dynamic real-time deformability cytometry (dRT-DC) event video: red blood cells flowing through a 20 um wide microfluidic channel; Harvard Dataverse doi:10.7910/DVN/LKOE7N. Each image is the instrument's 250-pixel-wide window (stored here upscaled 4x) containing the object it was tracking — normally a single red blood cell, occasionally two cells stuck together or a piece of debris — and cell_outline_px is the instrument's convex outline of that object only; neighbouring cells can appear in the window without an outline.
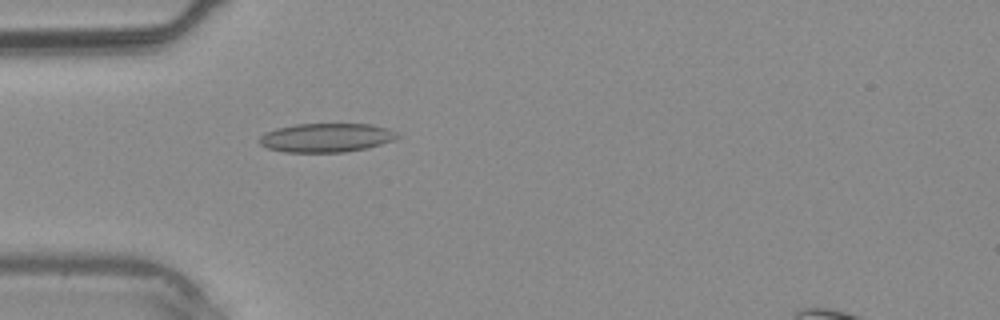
{"species": "common noctule bat (a hibernating species)", "species_latin": "Nyctalus noctula", "temperature_condition": "warm", "stored_images_in_passage": 39, "camera_frame_rate_fps": 3000, "um_per_image_px": 0.085, "animal": {"sex": "male", "body_mass_g": 20.4}, "frame": {"image": 1, "passage_image": 12, "time_ms": 3.667, "image_size_px": [1000, 320], "cell_outline_px": [[400, 136], [392, 140], [368, 148], [344, 152], [284, 152], [268, 148], [260, 144], [260, 136], [264, 132], [276, 128], [296, 124], [372, 124], [388, 128], [396, 132]], "centroid_in_image_um": [27.73, 11.7], "position_along_channel_um": 57.3, "area_um2": 23.24}}
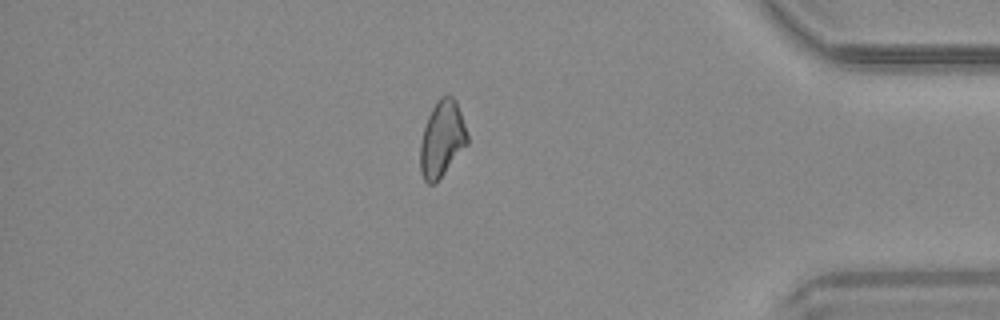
{"frame": {"image": 2, "passage_image": 34, "time_ms": 11.0, "image_size_px": [1000, 320], "cell_outline_px": [[468, 144], [436, 184], [428, 184], [424, 180], [420, 172], [420, 144], [424, 128], [428, 116], [436, 100], [440, 96], [448, 92], [456, 100], [468, 136]], "centroid_in_image_um": [37.56, 11.81], "position_along_channel_um": 397.6, "area_um2": 21.15}}